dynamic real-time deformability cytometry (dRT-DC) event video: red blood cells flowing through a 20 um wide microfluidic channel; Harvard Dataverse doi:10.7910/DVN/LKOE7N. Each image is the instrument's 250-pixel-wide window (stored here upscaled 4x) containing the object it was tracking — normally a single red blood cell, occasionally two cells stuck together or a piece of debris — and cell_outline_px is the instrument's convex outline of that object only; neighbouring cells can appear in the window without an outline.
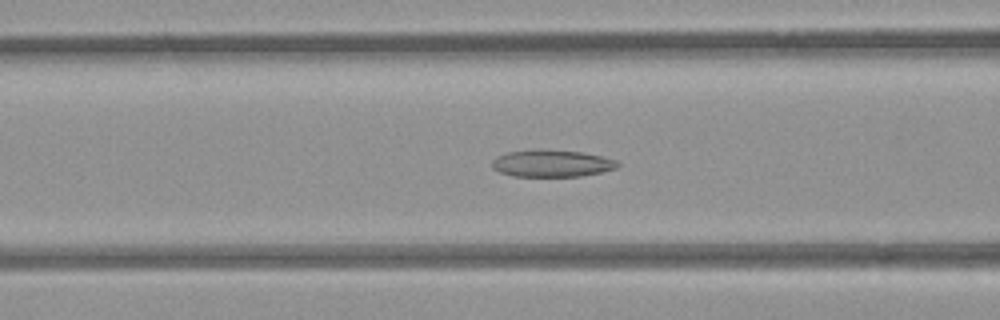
{"species": "common noctule bat (a hibernating species)", "species_latin": "Nyctalus noctula", "temperature_condition": "room temperature", "stored_images_in_passage": 53, "camera_frame_rate_fps": 3000, "um_per_image_px": 0.085, "animal": {"sex": "female", "body_mass_g": 21.9}, "frame": {"image": 1, "passage_image": 21, "time_ms": 6.667, "image_size_px": [1000, 320], "cell_outline_px": [[620, 164], [616, 168], [600, 172], [580, 176], [512, 176], [500, 172], [492, 168], [492, 160], [496, 156], [508, 152], [580, 152], [600, 156], [616, 160]], "centroid_in_image_um": [46.9, 13.93], "position_along_channel_um": 119.7, "area_um2": 18.79}}
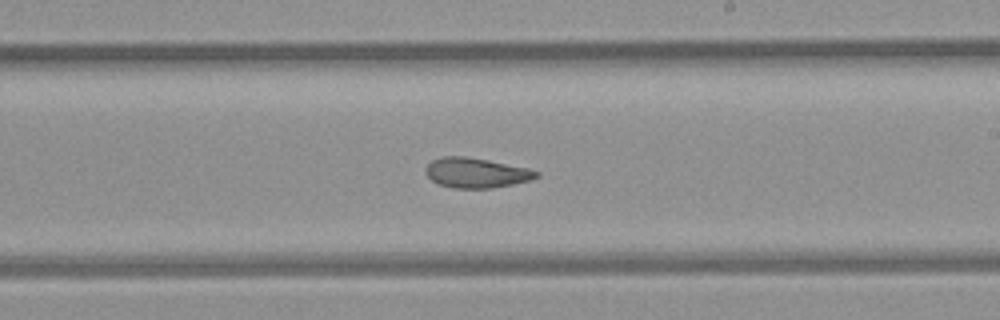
{"frame": {"image": 2, "passage_image": 31, "time_ms": 10.0, "image_size_px": [1000, 320], "cell_outline_px": [[540, 176], [532, 180], [492, 188], [452, 188], [440, 184], [432, 180], [424, 172], [424, 168], [432, 160], [444, 156], [464, 156], [488, 160], [528, 168], [540, 172]], "centroid_in_image_um": [40.48, 14.69], "position_along_channel_um": 248.5, "area_um2": 19.36}}
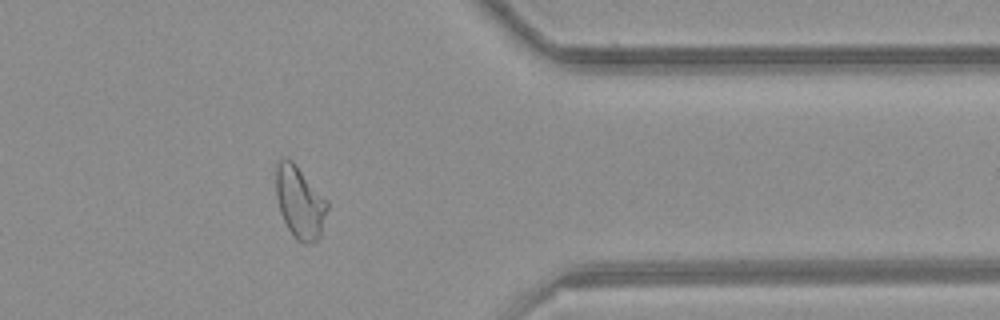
{"frame": {"image": 3, "passage_image": 43, "time_ms": 14.0, "image_size_px": [1000, 320], "cell_outline_px": [[328, 208], [320, 236], [316, 240], [304, 244], [300, 244], [292, 236], [280, 212], [276, 196], [276, 164], [284, 156], [292, 160], [328, 200]], "centroid_in_image_um": [25.48, 17.19], "position_along_channel_um": 385.9, "area_um2": 21.73}, "authors_computed_cell_mechanics": {"area_um2": 21.7328, "velocity_mm_per_s": 3.8556, "shape_relaxation_time_tau1_ms": null, "shape_relaxation_time_tau2_ms": 1.6505, "deformation_change_tau1": null, "deformation_change_tau2": 0.0737}}